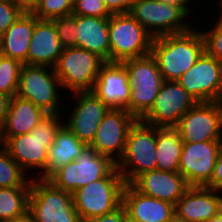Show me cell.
Returning <instances> with one entry per match:
<instances>
[{
    "label": "cell",
    "instance_id": "34",
    "mask_svg": "<svg viewBox=\"0 0 222 222\" xmlns=\"http://www.w3.org/2000/svg\"><path fill=\"white\" fill-rule=\"evenodd\" d=\"M74 15L109 18L112 13L103 0H73Z\"/></svg>",
    "mask_w": 222,
    "mask_h": 222
},
{
    "label": "cell",
    "instance_id": "25",
    "mask_svg": "<svg viewBox=\"0 0 222 222\" xmlns=\"http://www.w3.org/2000/svg\"><path fill=\"white\" fill-rule=\"evenodd\" d=\"M37 20L32 12H23L0 36V54L27 64L29 44Z\"/></svg>",
    "mask_w": 222,
    "mask_h": 222
},
{
    "label": "cell",
    "instance_id": "6",
    "mask_svg": "<svg viewBox=\"0 0 222 222\" xmlns=\"http://www.w3.org/2000/svg\"><path fill=\"white\" fill-rule=\"evenodd\" d=\"M28 211L35 222H82L72 193L55 187L47 179H31Z\"/></svg>",
    "mask_w": 222,
    "mask_h": 222
},
{
    "label": "cell",
    "instance_id": "43",
    "mask_svg": "<svg viewBox=\"0 0 222 222\" xmlns=\"http://www.w3.org/2000/svg\"><path fill=\"white\" fill-rule=\"evenodd\" d=\"M207 222H222V211L217 216L211 218Z\"/></svg>",
    "mask_w": 222,
    "mask_h": 222
},
{
    "label": "cell",
    "instance_id": "36",
    "mask_svg": "<svg viewBox=\"0 0 222 222\" xmlns=\"http://www.w3.org/2000/svg\"><path fill=\"white\" fill-rule=\"evenodd\" d=\"M126 219V208L121 204L114 211L107 213L105 215L96 216L89 219L86 222H125Z\"/></svg>",
    "mask_w": 222,
    "mask_h": 222
},
{
    "label": "cell",
    "instance_id": "1",
    "mask_svg": "<svg viewBox=\"0 0 222 222\" xmlns=\"http://www.w3.org/2000/svg\"><path fill=\"white\" fill-rule=\"evenodd\" d=\"M204 52L202 33L194 27L184 33L153 38L150 50L166 81H177Z\"/></svg>",
    "mask_w": 222,
    "mask_h": 222
},
{
    "label": "cell",
    "instance_id": "40",
    "mask_svg": "<svg viewBox=\"0 0 222 222\" xmlns=\"http://www.w3.org/2000/svg\"><path fill=\"white\" fill-rule=\"evenodd\" d=\"M14 5L19 6L24 12H31L38 0H10Z\"/></svg>",
    "mask_w": 222,
    "mask_h": 222
},
{
    "label": "cell",
    "instance_id": "12",
    "mask_svg": "<svg viewBox=\"0 0 222 222\" xmlns=\"http://www.w3.org/2000/svg\"><path fill=\"white\" fill-rule=\"evenodd\" d=\"M174 128L183 142L222 141V103L197 102Z\"/></svg>",
    "mask_w": 222,
    "mask_h": 222
},
{
    "label": "cell",
    "instance_id": "23",
    "mask_svg": "<svg viewBox=\"0 0 222 222\" xmlns=\"http://www.w3.org/2000/svg\"><path fill=\"white\" fill-rule=\"evenodd\" d=\"M122 204L127 213L144 222H168L175 215V205L137 191L131 184H125Z\"/></svg>",
    "mask_w": 222,
    "mask_h": 222
},
{
    "label": "cell",
    "instance_id": "30",
    "mask_svg": "<svg viewBox=\"0 0 222 222\" xmlns=\"http://www.w3.org/2000/svg\"><path fill=\"white\" fill-rule=\"evenodd\" d=\"M21 66L19 60L0 54V93L10 98L17 94Z\"/></svg>",
    "mask_w": 222,
    "mask_h": 222
},
{
    "label": "cell",
    "instance_id": "10",
    "mask_svg": "<svg viewBox=\"0 0 222 222\" xmlns=\"http://www.w3.org/2000/svg\"><path fill=\"white\" fill-rule=\"evenodd\" d=\"M105 61L97 54L78 47L63 48L54 67L62 87L71 92L91 91Z\"/></svg>",
    "mask_w": 222,
    "mask_h": 222
},
{
    "label": "cell",
    "instance_id": "4",
    "mask_svg": "<svg viewBox=\"0 0 222 222\" xmlns=\"http://www.w3.org/2000/svg\"><path fill=\"white\" fill-rule=\"evenodd\" d=\"M121 63L127 70L131 88L126 110L137 119H141L153 106L164 79L151 53Z\"/></svg>",
    "mask_w": 222,
    "mask_h": 222
},
{
    "label": "cell",
    "instance_id": "8",
    "mask_svg": "<svg viewBox=\"0 0 222 222\" xmlns=\"http://www.w3.org/2000/svg\"><path fill=\"white\" fill-rule=\"evenodd\" d=\"M115 167L116 163L109 157L87 146L74 161L61 167L47 180L55 187L73 193L93 181L106 177Z\"/></svg>",
    "mask_w": 222,
    "mask_h": 222
},
{
    "label": "cell",
    "instance_id": "41",
    "mask_svg": "<svg viewBox=\"0 0 222 222\" xmlns=\"http://www.w3.org/2000/svg\"><path fill=\"white\" fill-rule=\"evenodd\" d=\"M164 3H168L170 5H176L178 7H180L188 16H189V12H190V6H188V4L192 1V0H158Z\"/></svg>",
    "mask_w": 222,
    "mask_h": 222
},
{
    "label": "cell",
    "instance_id": "13",
    "mask_svg": "<svg viewBox=\"0 0 222 222\" xmlns=\"http://www.w3.org/2000/svg\"><path fill=\"white\" fill-rule=\"evenodd\" d=\"M197 101L177 81L162 83L151 109L140 119L156 127H175Z\"/></svg>",
    "mask_w": 222,
    "mask_h": 222
},
{
    "label": "cell",
    "instance_id": "32",
    "mask_svg": "<svg viewBox=\"0 0 222 222\" xmlns=\"http://www.w3.org/2000/svg\"><path fill=\"white\" fill-rule=\"evenodd\" d=\"M58 39L63 48L77 47L76 27L77 15H69L52 19Z\"/></svg>",
    "mask_w": 222,
    "mask_h": 222
},
{
    "label": "cell",
    "instance_id": "33",
    "mask_svg": "<svg viewBox=\"0 0 222 222\" xmlns=\"http://www.w3.org/2000/svg\"><path fill=\"white\" fill-rule=\"evenodd\" d=\"M215 24L213 29L201 33L204 39L205 52L222 63V14Z\"/></svg>",
    "mask_w": 222,
    "mask_h": 222
},
{
    "label": "cell",
    "instance_id": "24",
    "mask_svg": "<svg viewBox=\"0 0 222 222\" xmlns=\"http://www.w3.org/2000/svg\"><path fill=\"white\" fill-rule=\"evenodd\" d=\"M109 18L77 15V47L97 54L110 62Z\"/></svg>",
    "mask_w": 222,
    "mask_h": 222
},
{
    "label": "cell",
    "instance_id": "27",
    "mask_svg": "<svg viewBox=\"0 0 222 222\" xmlns=\"http://www.w3.org/2000/svg\"><path fill=\"white\" fill-rule=\"evenodd\" d=\"M183 141L173 127H156L157 169L178 172Z\"/></svg>",
    "mask_w": 222,
    "mask_h": 222
},
{
    "label": "cell",
    "instance_id": "22",
    "mask_svg": "<svg viewBox=\"0 0 222 222\" xmlns=\"http://www.w3.org/2000/svg\"><path fill=\"white\" fill-rule=\"evenodd\" d=\"M47 114L31 101L13 96L9 100L6 118L0 129V145L9 137L30 133Z\"/></svg>",
    "mask_w": 222,
    "mask_h": 222
},
{
    "label": "cell",
    "instance_id": "15",
    "mask_svg": "<svg viewBox=\"0 0 222 222\" xmlns=\"http://www.w3.org/2000/svg\"><path fill=\"white\" fill-rule=\"evenodd\" d=\"M177 82L197 102H221L222 63L204 52Z\"/></svg>",
    "mask_w": 222,
    "mask_h": 222
},
{
    "label": "cell",
    "instance_id": "26",
    "mask_svg": "<svg viewBox=\"0 0 222 222\" xmlns=\"http://www.w3.org/2000/svg\"><path fill=\"white\" fill-rule=\"evenodd\" d=\"M87 146L63 124L55 134L53 145L48 149L44 179H48L61 167L74 161Z\"/></svg>",
    "mask_w": 222,
    "mask_h": 222
},
{
    "label": "cell",
    "instance_id": "45",
    "mask_svg": "<svg viewBox=\"0 0 222 222\" xmlns=\"http://www.w3.org/2000/svg\"><path fill=\"white\" fill-rule=\"evenodd\" d=\"M168 222H185V221L174 215Z\"/></svg>",
    "mask_w": 222,
    "mask_h": 222
},
{
    "label": "cell",
    "instance_id": "3",
    "mask_svg": "<svg viewBox=\"0 0 222 222\" xmlns=\"http://www.w3.org/2000/svg\"><path fill=\"white\" fill-rule=\"evenodd\" d=\"M124 186V179L115 167L106 177L75 190L72 201L82 222L117 209L122 204Z\"/></svg>",
    "mask_w": 222,
    "mask_h": 222
},
{
    "label": "cell",
    "instance_id": "37",
    "mask_svg": "<svg viewBox=\"0 0 222 222\" xmlns=\"http://www.w3.org/2000/svg\"><path fill=\"white\" fill-rule=\"evenodd\" d=\"M205 187L214 189L218 192L222 190V150L215 162L214 173L211 181Z\"/></svg>",
    "mask_w": 222,
    "mask_h": 222
},
{
    "label": "cell",
    "instance_id": "2",
    "mask_svg": "<svg viewBox=\"0 0 222 222\" xmlns=\"http://www.w3.org/2000/svg\"><path fill=\"white\" fill-rule=\"evenodd\" d=\"M60 118V113L47 114L30 133L9 137L2 144L25 173L31 168L43 171L39 177L32 178L44 179L48 149L53 145L55 134L63 125L59 121Z\"/></svg>",
    "mask_w": 222,
    "mask_h": 222
},
{
    "label": "cell",
    "instance_id": "31",
    "mask_svg": "<svg viewBox=\"0 0 222 222\" xmlns=\"http://www.w3.org/2000/svg\"><path fill=\"white\" fill-rule=\"evenodd\" d=\"M31 12L42 20L69 16L73 12V0H38Z\"/></svg>",
    "mask_w": 222,
    "mask_h": 222
},
{
    "label": "cell",
    "instance_id": "21",
    "mask_svg": "<svg viewBox=\"0 0 222 222\" xmlns=\"http://www.w3.org/2000/svg\"><path fill=\"white\" fill-rule=\"evenodd\" d=\"M62 50L53 21L38 19L29 44L27 65L54 68Z\"/></svg>",
    "mask_w": 222,
    "mask_h": 222
},
{
    "label": "cell",
    "instance_id": "39",
    "mask_svg": "<svg viewBox=\"0 0 222 222\" xmlns=\"http://www.w3.org/2000/svg\"><path fill=\"white\" fill-rule=\"evenodd\" d=\"M9 100H10L9 96L3 93H0V129L2 128L5 118H6Z\"/></svg>",
    "mask_w": 222,
    "mask_h": 222
},
{
    "label": "cell",
    "instance_id": "38",
    "mask_svg": "<svg viewBox=\"0 0 222 222\" xmlns=\"http://www.w3.org/2000/svg\"><path fill=\"white\" fill-rule=\"evenodd\" d=\"M134 0H103L112 14L129 13Z\"/></svg>",
    "mask_w": 222,
    "mask_h": 222
},
{
    "label": "cell",
    "instance_id": "11",
    "mask_svg": "<svg viewBox=\"0 0 222 222\" xmlns=\"http://www.w3.org/2000/svg\"><path fill=\"white\" fill-rule=\"evenodd\" d=\"M129 14L138 21L153 37L180 34L189 31L192 26L187 14L178 6L158 0H134Z\"/></svg>",
    "mask_w": 222,
    "mask_h": 222
},
{
    "label": "cell",
    "instance_id": "19",
    "mask_svg": "<svg viewBox=\"0 0 222 222\" xmlns=\"http://www.w3.org/2000/svg\"><path fill=\"white\" fill-rule=\"evenodd\" d=\"M221 211L220 191L204 186H190L175 204V215L185 222H207Z\"/></svg>",
    "mask_w": 222,
    "mask_h": 222
},
{
    "label": "cell",
    "instance_id": "20",
    "mask_svg": "<svg viewBox=\"0 0 222 222\" xmlns=\"http://www.w3.org/2000/svg\"><path fill=\"white\" fill-rule=\"evenodd\" d=\"M140 193L175 205L190 187L179 172L150 170L130 183Z\"/></svg>",
    "mask_w": 222,
    "mask_h": 222
},
{
    "label": "cell",
    "instance_id": "9",
    "mask_svg": "<svg viewBox=\"0 0 222 222\" xmlns=\"http://www.w3.org/2000/svg\"><path fill=\"white\" fill-rule=\"evenodd\" d=\"M47 68L22 64L16 96L31 101L48 114H58L61 100L57 89L62 84L54 68Z\"/></svg>",
    "mask_w": 222,
    "mask_h": 222
},
{
    "label": "cell",
    "instance_id": "7",
    "mask_svg": "<svg viewBox=\"0 0 222 222\" xmlns=\"http://www.w3.org/2000/svg\"><path fill=\"white\" fill-rule=\"evenodd\" d=\"M110 62L150 54L153 37L129 13L112 14L108 24Z\"/></svg>",
    "mask_w": 222,
    "mask_h": 222
},
{
    "label": "cell",
    "instance_id": "29",
    "mask_svg": "<svg viewBox=\"0 0 222 222\" xmlns=\"http://www.w3.org/2000/svg\"><path fill=\"white\" fill-rule=\"evenodd\" d=\"M1 147V146H0ZM9 155L7 150L0 148V188L2 187H31V179Z\"/></svg>",
    "mask_w": 222,
    "mask_h": 222
},
{
    "label": "cell",
    "instance_id": "44",
    "mask_svg": "<svg viewBox=\"0 0 222 222\" xmlns=\"http://www.w3.org/2000/svg\"><path fill=\"white\" fill-rule=\"evenodd\" d=\"M125 222H144V221H141V220H138V219H135L133 217H131L127 211H126V219H125Z\"/></svg>",
    "mask_w": 222,
    "mask_h": 222
},
{
    "label": "cell",
    "instance_id": "14",
    "mask_svg": "<svg viewBox=\"0 0 222 222\" xmlns=\"http://www.w3.org/2000/svg\"><path fill=\"white\" fill-rule=\"evenodd\" d=\"M137 120L125 109L110 108L88 146L117 164L124 154L129 130Z\"/></svg>",
    "mask_w": 222,
    "mask_h": 222
},
{
    "label": "cell",
    "instance_id": "17",
    "mask_svg": "<svg viewBox=\"0 0 222 222\" xmlns=\"http://www.w3.org/2000/svg\"><path fill=\"white\" fill-rule=\"evenodd\" d=\"M77 97L76 105L64 125L82 142L89 145L97 132L109 107L92 91L73 92Z\"/></svg>",
    "mask_w": 222,
    "mask_h": 222
},
{
    "label": "cell",
    "instance_id": "42",
    "mask_svg": "<svg viewBox=\"0 0 222 222\" xmlns=\"http://www.w3.org/2000/svg\"><path fill=\"white\" fill-rule=\"evenodd\" d=\"M4 222H35L34 217L32 216V214L27 211L24 215L16 217V218H12L8 221H4Z\"/></svg>",
    "mask_w": 222,
    "mask_h": 222
},
{
    "label": "cell",
    "instance_id": "18",
    "mask_svg": "<svg viewBox=\"0 0 222 222\" xmlns=\"http://www.w3.org/2000/svg\"><path fill=\"white\" fill-rule=\"evenodd\" d=\"M91 91L109 108L126 110L131 88L124 65L120 62H105Z\"/></svg>",
    "mask_w": 222,
    "mask_h": 222
},
{
    "label": "cell",
    "instance_id": "28",
    "mask_svg": "<svg viewBox=\"0 0 222 222\" xmlns=\"http://www.w3.org/2000/svg\"><path fill=\"white\" fill-rule=\"evenodd\" d=\"M31 187L0 188V222L24 215L29 209Z\"/></svg>",
    "mask_w": 222,
    "mask_h": 222
},
{
    "label": "cell",
    "instance_id": "5",
    "mask_svg": "<svg viewBox=\"0 0 222 222\" xmlns=\"http://www.w3.org/2000/svg\"><path fill=\"white\" fill-rule=\"evenodd\" d=\"M156 126L138 119L130 128L125 151L116 164L125 184H130L140 174L157 169Z\"/></svg>",
    "mask_w": 222,
    "mask_h": 222
},
{
    "label": "cell",
    "instance_id": "35",
    "mask_svg": "<svg viewBox=\"0 0 222 222\" xmlns=\"http://www.w3.org/2000/svg\"><path fill=\"white\" fill-rule=\"evenodd\" d=\"M24 11L10 0H0V36L20 17Z\"/></svg>",
    "mask_w": 222,
    "mask_h": 222
},
{
    "label": "cell",
    "instance_id": "16",
    "mask_svg": "<svg viewBox=\"0 0 222 222\" xmlns=\"http://www.w3.org/2000/svg\"><path fill=\"white\" fill-rule=\"evenodd\" d=\"M222 141L183 142L178 172L189 186H206L214 173Z\"/></svg>",
    "mask_w": 222,
    "mask_h": 222
}]
</instances>
